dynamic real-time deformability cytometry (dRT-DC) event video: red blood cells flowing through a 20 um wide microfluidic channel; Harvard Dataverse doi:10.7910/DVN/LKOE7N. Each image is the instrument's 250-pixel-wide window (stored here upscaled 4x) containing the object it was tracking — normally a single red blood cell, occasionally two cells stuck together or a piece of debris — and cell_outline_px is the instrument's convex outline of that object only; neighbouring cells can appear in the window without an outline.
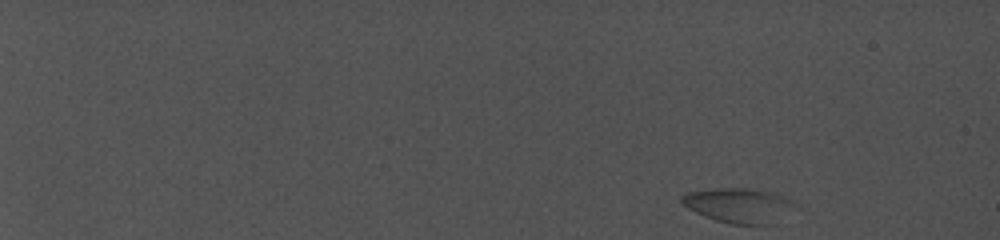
{"species": "common noctule bat (a hibernating species)", "species_latin": "Nyctalus noctula", "temperature_condition": "cold", "stored_images_in_passage": 71, "camera_frame_rate_fps": 5000, "um_per_image_px": 0.085, "animal": {"sex": "female", "body_mass_g": 19.0, "forearm_length_mm": 56.7}, "frame": {"image": 1, "passage_image": 1, "time_ms": 0.0, "image_size_px": [1000, 240], "cell_outline_px": [[796, 208], [772, 224], [728, 224], [704, 216], [688, 208], [680, 200], [680, 196], [688, 192], [720, 188], [744, 188], [768, 192], [792, 200]], "centroid_in_image_um": [62.78, 17.47], "position_along_channel_um": 22.2, "area_um2": 22.54}}
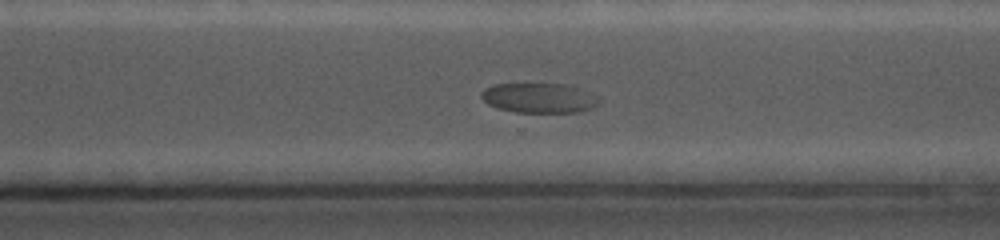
{"frame": {"image": 2, "passage_image": 56, "time_ms": 14.8, "image_size_px": [1000, 240], "cell_outline_px": [[600, 104], [592, 108], [580, 112], [516, 112], [496, 108], [488, 104], [480, 96], [480, 92], [484, 88], [492, 84], [572, 84], [600, 96]], "centroid_in_image_um": [45.87, 8.32], "position_along_channel_um": 324.7, "area_um2": 20.92}}
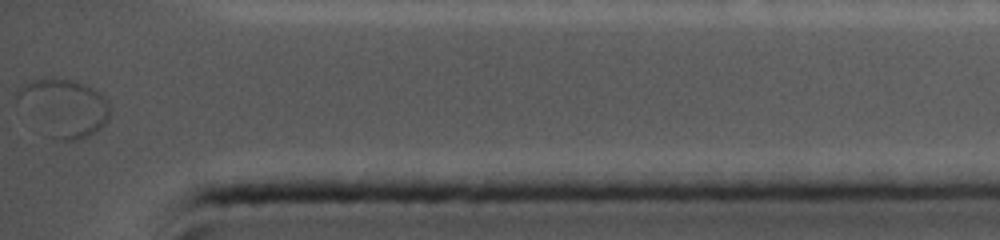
{"frame": {"image": 3, "passage_image": 70, "time_ms": 17.8, "image_size_px": [1000, 240], "cell_outline_px": [[108, 120], [100, 128], [88, 136], [80, 140], [60, 140], [48, 136], [16, 104], [16, 100], [20, 88], [24, 84], [36, 80], [72, 80], [92, 88], [108, 104]], "centroid_in_image_um": [5.38, 9.2], "position_along_channel_um": 429.8, "area_um2": 30.17}}